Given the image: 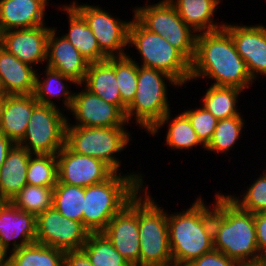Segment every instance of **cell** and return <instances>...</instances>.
<instances>
[{"label": "cell", "instance_id": "obj_23", "mask_svg": "<svg viewBox=\"0 0 266 266\" xmlns=\"http://www.w3.org/2000/svg\"><path fill=\"white\" fill-rule=\"evenodd\" d=\"M61 12L67 14L68 33L62 34L68 39L81 55L90 63L106 60L108 57L100 50L96 37L84 17L71 5H60Z\"/></svg>", "mask_w": 266, "mask_h": 266}, {"label": "cell", "instance_id": "obj_5", "mask_svg": "<svg viewBox=\"0 0 266 266\" xmlns=\"http://www.w3.org/2000/svg\"><path fill=\"white\" fill-rule=\"evenodd\" d=\"M182 88L171 76L153 68L138 65V81L135 98L126 108L127 123H133L149 132L162 118L171 111L168 101V88ZM132 118V119H131Z\"/></svg>", "mask_w": 266, "mask_h": 266}, {"label": "cell", "instance_id": "obj_25", "mask_svg": "<svg viewBox=\"0 0 266 266\" xmlns=\"http://www.w3.org/2000/svg\"><path fill=\"white\" fill-rule=\"evenodd\" d=\"M42 70H45L42 73L44 74L43 79L40 78L42 74L36 72L35 91L33 94L35 99L41 104L60 108V106L55 103V101L59 99L63 102L62 106L64 105L63 107L66 108L62 111H69L74 96V91L70 90L72 87H70L69 84L77 86L76 82L48 66H45V69Z\"/></svg>", "mask_w": 266, "mask_h": 266}, {"label": "cell", "instance_id": "obj_12", "mask_svg": "<svg viewBox=\"0 0 266 266\" xmlns=\"http://www.w3.org/2000/svg\"><path fill=\"white\" fill-rule=\"evenodd\" d=\"M90 231L82 222L65 218L54 207L36 216V243L63 252L82 249Z\"/></svg>", "mask_w": 266, "mask_h": 266}, {"label": "cell", "instance_id": "obj_22", "mask_svg": "<svg viewBox=\"0 0 266 266\" xmlns=\"http://www.w3.org/2000/svg\"><path fill=\"white\" fill-rule=\"evenodd\" d=\"M37 71L0 45V79L6 95L34 94Z\"/></svg>", "mask_w": 266, "mask_h": 266}, {"label": "cell", "instance_id": "obj_29", "mask_svg": "<svg viewBox=\"0 0 266 266\" xmlns=\"http://www.w3.org/2000/svg\"><path fill=\"white\" fill-rule=\"evenodd\" d=\"M244 90L233 86L209 85L205 90L202 105L218 120L242 114L238 108V98Z\"/></svg>", "mask_w": 266, "mask_h": 266}, {"label": "cell", "instance_id": "obj_34", "mask_svg": "<svg viewBox=\"0 0 266 266\" xmlns=\"http://www.w3.org/2000/svg\"><path fill=\"white\" fill-rule=\"evenodd\" d=\"M129 54L123 57H114V71L121 97V110L126 108L135 98L138 81V64Z\"/></svg>", "mask_w": 266, "mask_h": 266}, {"label": "cell", "instance_id": "obj_17", "mask_svg": "<svg viewBox=\"0 0 266 266\" xmlns=\"http://www.w3.org/2000/svg\"><path fill=\"white\" fill-rule=\"evenodd\" d=\"M224 28L246 62L252 81L255 82L258 75L266 76V26L260 23L246 26L225 22Z\"/></svg>", "mask_w": 266, "mask_h": 266}, {"label": "cell", "instance_id": "obj_11", "mask_svg": "<svg viewBox=\"0 0 266 266\" xmlns=\"http://www.w3.org/2000/svg\"><path fill=\"white\" fill-rule=\"evenodd\" d=\"M70 4L84 17L96 37L100 50L107 57H123L128 54L126 48H128V30L131 20L125 21L117 16L113 17L99 5L80 4L76 0Z\"/></svg>", "mask_w": 266, "mask_h": 266}, {"label": "cell", "instance_id": "obj_20", "mask_svg": "<svg viewBox=\"0 0 266 266\" xmlns=\"http://www.w3.org/2000/svg\"><path fill=\"white\" fill-rule=\"evenodd\" d=\"M49 0H0V33L46 25Z\"/></svg>", "mask_w": 266, "mask_h": 266}, {"label": "cell", "instance_id": "obj_43", "mask_svg": "<svg viewBox=\"0 0 266 266\" xmlns=\"http://www.w3.org/2000/svg\"><path fill=\"white\" fill-rule=\"evenodd\" d=\"M9 251L0 243V266H9Z\"/></svg>", "mask_w": 266, "mask_h": 266}, {"label": "cell", "instance_id": "obj_8", "mask_svg": "<svg viewBox=\"0 0 266 266\" xmlns=\"http://www.w3.org/2000/svg\"><path fill=\"white\" fill-rule=\"evenodd\" d=\"M126 127L66 126L65 145L73 152L97 158L115 172L121 171L122 163L116 158L132 141ZM120 152V153H119Z\"/></svg>", "mask_w": 266, "mask_h": 266}, {"label": "cell", "instance_id": "obj_13", "mask_svg": "<svg viewBox=\"0 0 266 266\" xmlns=\"http://www.w3.org/2000/svg\"><path fill=\"white\" fill-rule=\"evenodd\" d=\"M69 114L72 113L75 124H71L67 118L66 126L84 127H126L128 126L125 113L116 105L106 102L93 94L82 84H77Z\"/></svg>", "mask_w": 266, "mask_h": 266}, {"label": "cell", "instance_id": "obj_10", "mask_svg": "<svg viewBox=\"0 0 266 266\" xmlns=\"http://www.w3.org/2000/svg\"><path fill=\"white\" fill-rule=\"evenodd\" d=\"M61 108L38 103L24 137L17 143L31 154L57 153L65 146L67 114Z\"/></svg>", "mask_w": 266, "mask_h": 266}, {"label": "cell", "instance_id": "obj_4", "mask_svg": "<svg viewBox=\"0 0 266 266\" xmlns=\"http://www.w3.org/2000/svg\"><path fill=\"white\" fill-rule=\"evenodd\" d=\"M144 174L115 172L104 182L84 187L83 224L90 233L102 232L142 189Z\"/></svg>", "mask_w": 266, "mask_h": 266}, {"label": "cell", "instance_id": "obj_37", "mask_svg": "<svg viewBox=\"0 0 266 266\" xmlns=\"http://www.w3.org/2000/svg\"><path fill=\"white\" fill-rule=\"evenodd\" d=\"M253 183L247 186V189L236 196L232 194H227L229 199L233 201L240 209L254 213H266V177L263 174H260L257 179L252 181Z\"/></svg>", "mask_w": 266, "mask_h": 266}, {"label": "cell", "instance_id": "obj_36", "mask_svg": "<svg viewBox=\"0 0 266 266\" xmlns=\"http://www.w3.org/2000/svg\"><path fill=\"white\" fill-rule=\"evenodd\" d=\"M54 188L32 186L26 184L17 195L11 200V203L27 213L38 216L49 208H53Z\"/></svg>", "mask_w": 266, "mask_h": 266}, {"label": "cell", "instance_id": "obj_39", "mask_svg": "<svg viewBox=\"0 0 266 266\" xmlns=\"http://www.w3.org/2000/svg\"><path fill=\"white\" fill-rule=\"evenodd\" d=\"M240 263L234 259L228 258L222 252L213 250L201 257L189 262L187 266H239Z\"/></svg>", "mask_w": 266, "mask_h": 266}, {"label": "cell", "instance_id": "obj_44", "mask_svg": "<svg viewBox=\"0 0 266 266\" xmlns=\"http://www.w3.org/2000/svg\"><path fill=\"white\" fill-rule=\"evenodd\" d=\"M239 266H266V260H261L257 262L240 263Z\"/></svg>", "mask_w": 266, "mask_h": 266}, {"label": "cell", "instance_id": "obj_27", "mask_svg": "<svg viewBox=\"0 0 266 266\" xmlns=\"http://www.w3.org/2000/svg\"><path fill=\"white\" fill-rule=\"evenodd\" d=\"M83 88L121 109V97L114 71V57L89 64Z\"/></svg>", "mask_w": 266, "mask_h": 266}, {"label": "cell", "instance_id": "obj_33", "mask_svg": "<svg viewBox=\"0 0 266 266\" xmlns=\"http://www.w3.org/2000/svg\"><path fill=\"white\" fill-rule=\"evenodd\" d=\"M53 207L65 218L83 223L84 187L57 182L54 187Z\"/></svg>", "mask_w": 266, "mask_h": 266}, {"label": "cell", "instance_id": "obj_41", "mask_svg": "<svg viewBox=\"0 0 266 266\" xmlns=\"http://www.w3.org/2000/svg\"><path fill=\"white\" fill-rule=\"evenodd\" d=\"M63 266H93L87 256L82 250H74L64 252Z\"/></svg>", "mask_w": 266, "mask_h": 266}, {"label": "cell", "instance_id": "obj_28", "mask_svg": "<svg viewBox=\"0 0 266 266\" xmlns=\"http://www.w3.org/2000/svg\"><path fill=\"white\" fill-rule=\"evenodd\" d=\"M171 112L166 113L163 118L148 132V135L155 136L160 133L162 128L166 126V147L171 150L189 151L193 147L201 146L205 150V146L200 142L195 130L193 129L188 117L183 113L176 114L171 117ZM167 123V124H166ZM159 132V133H158ZM168 145V146H167Z\"/></svg>", "mask_w": 266, "mask_h": 266}, {"label": "cell", "instance_id": "obj_40", "mask_svg": "<svg viewBox=\"0 0 266 266\" xmlns=\"http://www.w3.org/2000/svg\"><path fill=\"white\" fill-rule=\"evenodd\" d=\"M257 248L262 260H266V213H254Z\"/></svg>", "mask_w": 266, "mask_h": 266}, {"label": "cell", "instance_id": "obj_46", "mask_svg": "<svg viewBox=\"0 0 266 266\" xmlns=\"http://www.w3.org/2000/svg\"><path fill=\"white\" fill-rule=\"evenodd\" d=\"M5 96H6V93L4 91V88L2 86L1 79H0V100H2Z\"/></svg>", "mask_w": 266, "mask_h": 266}, {"label": "cell", "instance_id": "obj_21", "mask_svg": "<svg viewBox=\"0 0 266 266\" xmlns=\"http://www.w3.org/2000/svg\"><path fill=\"white\" fill-rule=\"evenodd\" d=\"M38 103L33 94L6 95L0 103V133L18 143L24 137L32 111Z\"/></svg>", "mask_w": 266, "mask_h": 266}, {"label": "cell", "instance_id": "obj_15", "mask_svg": "<svg viewBox=\"0 0 266 266\" xmlns=\"http://www.w3.org/2000/svg\"><path fill=\"white\" fill-rule=\"evenodd\" d=\"M102 233L131 266H140L138 193L109 221Z\"/></svg>", "mask_w": 266, "mask_h": 266}, {"label": "cell", "instance_id": "obj_18", "mask_svg": "<svg viewBox=\"0 0 266 266\" xmlns=\"http://www.w3.org/2000/svg\"><path fill=\"white\" fill-rule=\"evenodd\" d=\"M0 243L10 253L36 243V216L0 201Z\"/></svg>", "mask_w": 266, "mask_h": 266}, {"label": "cell", "instance_id": "obj_32", "mask_svg": "<svg viewBox=\"0 0 266 266\" xmlns=\"http://www.w3.org/2000/svg\"><path fill=\"white\" fill-rule=\"evenodd\" d=\"M82 250L93 266H131L102 233H90Z\"/></svg>", "mask_w": 266, "mask_h": 266}, {"label": "cell", "instance_id": "obj_35", "mask_svg": "<svg viewBox=\"0 0 266 266\" xmlns=\"http://www.w3.org/2000/svg\"><path fill=\"white\" fill-rule=\"evenodd\" d=\"M26 179L28 185L54 188L58 182L56 155L31 154Z\"/></svg>", "mask_w": 266, "mask_h": 266}, {"label": "cell", "instance_id": "obj_7", "mask_svg": "<svg viewBox=\"0 0 266 266\" xmlns=\"http://www.w3.org/2000/svg\"><path fill=\"white\" fill-rule=\"evenodd\" d=\"M138 192V227L140 266H157L172 262L169 244L167 209L151 197L149 187Z\"/></svg>", "mask_w": 266, "mask_h": 266}, {"label": "cell", "instance_id": "obj_38", "mask_svg": "<svg viewBox=\"0 0 266 266\" xmlns=\"http://www.w3.org/2000/svg\"><path fill=\"white\" fill-rule=\"evenodd\" d=\"M194 109L183 110L188 117L198 139L206 147L211 141L218 119L215 118L203 105Z\"/></svg>", "mask_w": 266, "mask_h": 266}, {"label": "cell", "instance_id": "obj_3", "mask_svg": "<svg viewBox=\"0 0 266 266\" xmlns=\"http://www.w3.org/2000/svg\"><path fill=\"white\" fill-rule=\"evenodd\" d=\"M201 196L182 212H167L173 262L188 264L214 250L212 204L207 205Z\"/></svg>", "mask_w": 266, "mask_h": 266}, {"label": "cell", "instance_id": "obj_9", "mask_svg": "<svg viewBox=\"0 0 266 266\" xmlns=\"http://www.w3.org/2000/svg\"><path fill=\"white\" fill-rule=\"evenodd\" d=\"M133 16L149 31L164 37L190 63L195 55L197 33L187 26L178 11L168 0L155 4L146 1L145 6H137Z\"/></svg>", "mask_w": 266, "mask_h": 266}, {"label": "cell", "instance_id": "obj_24", "mask_svg": "<svg viewBox=\"0 0 266 266\" xmlns=\"http://www.w3.org/2000/svg\"><path fill=\"white\" fill-rule=\"evenodd\" d=\"M29 153L15 143L0 168V201H9L27 184L26 173Z\"/></svg>", "mask_w": 266, "mask_h": 266}, {"label": "cell", "instance_id": "obj_31", "mask_svg": "<svg viewBox=\"0 0 266 266\" xmlns=\"http://www.w3.org/2000/svg\"><path fill=\"white\" fill-rule=\"evenodd\" d=\"M243 114L228 119L218 120L211 141L205 147L208 153L214 152L226 154L241 139L242 132L245 129V119Z\"/></svg>", "mask_w": 266, "mask_h": 266}, {"label": "cell", "instance_id": "obj_2", "mask_svg": "<svg viewBox=\"0 0 266 266\" xmlns=\"http://www.w3.org/2000/svg\"><path fill=\"white\" fill-rule=\"evenodd\" d=\"M216 193L212 204L214 250L239 263L261 261L254 214L240 209L226 194Z\"/></svg>", "mask_w": 266, "mask_h": 266}, {"label": "cell", "instance_id": "obj_47", "mask_svg": "<svg viewBox=\"0 0 266 266\" xmlns=\"http://www.w3.org/2000/svg\"><path fill=\"white\" fill-rule=\"evenodd\" d=\"M262 174L266 177V170H264Z\"/></svg>", "mask_w": 266, "mask_h": 266}, {"label": "cell", "instance_id": "obj_45", "mask_svg": "<svg viewBox=\"0 0 266 266\" xmlns=\"http://www.w3.org/2000/svg\"><path fill=\"white\" fill-rule=\"evenodd\" d=\"M157 266H187V264H182V263H176V262H170L168 264H164V265H157Z\"/></svg>", "mask_w": 266, "mask_h": 266}, {"label": "cell", "instance_id": "obj_14", "mask_svg": "<svg viewBox=\"0 0 266 266\" xmlns=\"http://www.w3.org/2000/svg\"><path fill=\"white\" fill-rule=\"evenodd\" d=\"M58 182L89 187L109 179L115 171L100 159L71 151L66 145L57 153Z\"/></svg>", "mask_w": 266, "mask_h": 266}, {"label": "cell", "instance_id": "obj_30", "mask_svg": "<svg viewBox=\"0 0 266 266\" xmlns=\"http://www.w3.org/2000/svg\"><path fill=\"white\" fill-rule=\"evenodd\" d=\"M9 255V266H63V251L38 243L21 247Z\"/></svg>", "mask_w": 266, "mask_h": 266}, {"label": "cell", "instance_id": "obj_42", "mask_svg": "<svg viewBox=\"0 0 266 266\" xmlns=\"http://www.w3.org/2000/svg\"><path fill=\"white\" fill-rule=\"evenodd\" d=\"M14 144L11 139L7 138L3 133H0V168Z\"/></svg>", "mask_w": 266, "mask_h": 266}, {"label": "cell", "instance_id": "obj_6", "mask_svg": "<svg viewBox=\"0 0 266 266\" xmlns=\"http://www.w3.org/2000/svg\"><path fill=\"white\" fill-rule=\"evenodd\" d=\"M130 46V47H129ZM140 53L138 65L165 72L182 87L190 82V62L164 37L146 29L135 17L128 30V48Z\"/></svg>", "mask_w": 266, "mask_h": 266}, {"label": "cell", "instance_id": "obj_19", "mask_svg": "<svg viewBox=\"0 0 266 266\" xmlns=\"http://www.w3.org/2000/svg\"><path fill=\"white\" fill-rule=\"evenodd\" d=\"M56 29L55 27L51 28L48 34L46 66L71 78L76 84H82L90 62L68 39L63 35L58 36L59 30Z\"/></svg>", "mask_w": 266, "mask_h": 266}, {"label": "cell", "instance_id": "obj_26", "mask_svg": "<svg viewBox=\"0 0 266 266\" xmlns=\"http://www.w3.org/2000/svg\"><path fill=\"white\" fill-rule=\"evenodd\" d=\"M178 11L183 22L197 34L215 31L224 27L215 22L214 15L221 0H168Z\"/></svg>", "mask_w": 266, "mask_h": 266}, {"label": "cell", "instance_id": "obj_16", "mask_svg": "<svg viewBox=\"0 0 266 266\" xmlns=\"http://www.w3.org/2000/svg\"><path fill=\"white\" fill-rule=\"evenodd\" d=\"M51 28L42 25L4 31L0 33V45L20 61L36 68L47 62L48 34Z\"/></svg>", "mask_w": 266, "mask_h": 266}, {"label": "cell", "instance_id": "obj_1", "mask_svg": "<svg viewBox=\"0 0 266 266\" xmlns=\"http://www.w3.org/2000/svg\"><path fill=\"white\" fill-rule=\"evenodd\" d=\"M204 78L211 85L247 90L254 83L246 62L237 52L229 32L221 29L197 34L195 55L190 63V81Z\"/></svg>", "mask_w": 266, "mask_h": 266}]
</instances>
